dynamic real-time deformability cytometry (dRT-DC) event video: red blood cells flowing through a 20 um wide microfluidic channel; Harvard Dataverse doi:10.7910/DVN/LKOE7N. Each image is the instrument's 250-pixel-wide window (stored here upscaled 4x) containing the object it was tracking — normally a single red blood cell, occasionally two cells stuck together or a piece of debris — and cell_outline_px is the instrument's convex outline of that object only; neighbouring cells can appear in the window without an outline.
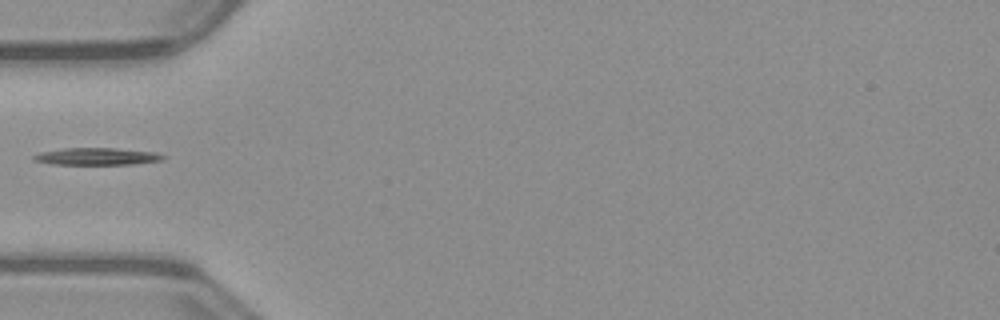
{"species": "common noctule bat (a hibernating species)", "species_latin": "Nyctalus noctula", "temperature_condition": "warm", "stored_images_in_passage": 35, "camera_frame_rate_fps": 3000, "um_per_image_px": 0.085, "animal": {"sex": "male", "body_mass_g": 23.1, "forearm_length_mm": 52.7}, "frame": {"image": 1, "passage_image": 1, "time_ms": 0.0, "image_size_px": [1000, 320], "cell_outline_px": [[168, 156], [164, 160], [132, 164], [52, 164], [36, 160], [32, 156], [40, 152], [64, 148], [116, 148], [156, 152]], "centroid_in_image_um": [8.32, 13.29], "position_along_channel_um": 76.7, "area_um2": 12.89}}
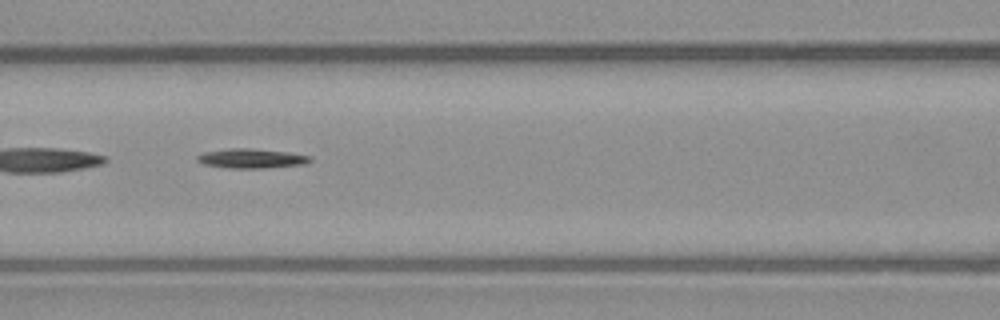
{"frame": {"image": 2, "passage_image": 6, "time_ms": 1.667, "image_size_px": [1000, 320], "cell_outline_px": [[312, 160], [304, 164], [264, 168], [228, 168], [204, 164], [196, 160], [196, 156], [204, 152], [228, 148], [248, 148], [288, 152], [312, 156]], "centroid_in_image_um": [21.36, 13.46], "position_along_channel_um": 145.2, "area_um2": 12.83}}
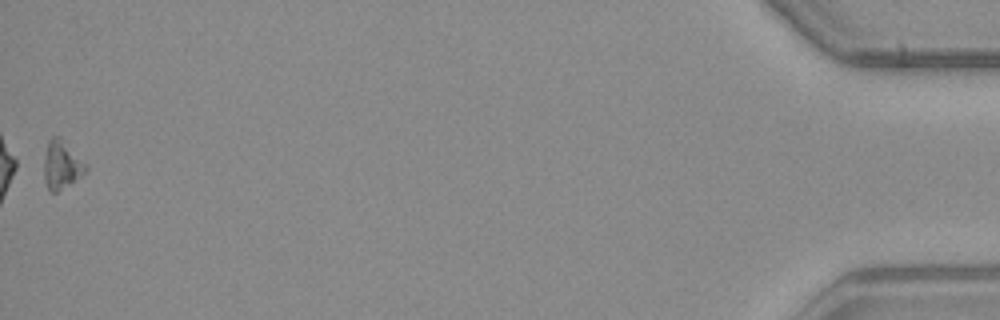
{"frame": {"image": 3, "passage_image": 35, "time_ms": 11.333, "image_size_px": [1000, 320], "cell_outline_px": [[88, 168], [80, 176], [56, 192], [48, 192], [44, 180], [44, 160], [48, 140], [52, 136], [60, 136], [88, 164]], "centroid_in_image_um": [5.23, 13.98], "position_along_channel_um": 430.0, "area_um2": 11.79}}